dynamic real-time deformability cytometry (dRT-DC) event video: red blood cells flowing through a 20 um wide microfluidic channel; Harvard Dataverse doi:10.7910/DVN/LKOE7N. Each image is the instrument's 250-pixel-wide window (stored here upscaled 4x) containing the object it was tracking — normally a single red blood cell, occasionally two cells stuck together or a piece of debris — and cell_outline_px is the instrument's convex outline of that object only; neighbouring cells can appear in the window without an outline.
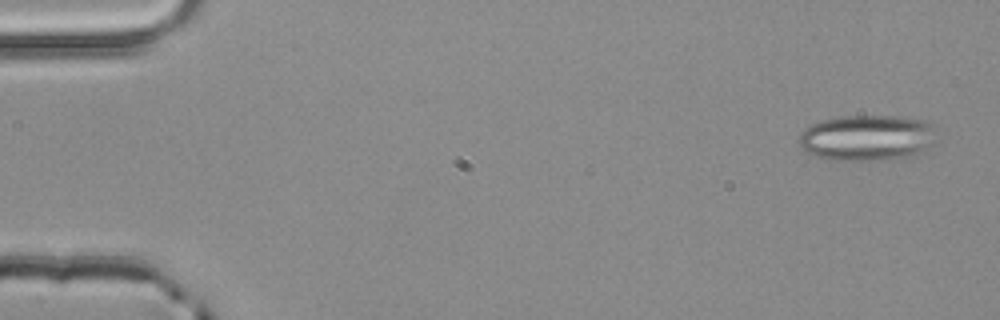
{"species": "common noctule bat (a hibernating species)", "species_latin": "Nyctalus noctula", "temperature_condition": "room temperature", "stored_images_in_passage": 3, "camera_frame_rate_fps": 3000, "um_per_image_px": 0.085, "animal": {"sex": "male", "body_mass_g": 20.4}, "frame": {"image": 1, "passage_image": 1, "time_ms": 0.0, "image_size_px": [1000, 320], "cell_outline_px": [[936, 124], [932, 144], [920, 156], [884, 160], [840, 160], [820, 156], [804, 152], [796, 140], [800, 132], [804, 128], [820, 120], [844, 116], [896, 116], [924, 120]], "centroid_in_image_um": [73.73, 11.71], "position_along_channel_um": 11.3, "area_um2": 37.4}}